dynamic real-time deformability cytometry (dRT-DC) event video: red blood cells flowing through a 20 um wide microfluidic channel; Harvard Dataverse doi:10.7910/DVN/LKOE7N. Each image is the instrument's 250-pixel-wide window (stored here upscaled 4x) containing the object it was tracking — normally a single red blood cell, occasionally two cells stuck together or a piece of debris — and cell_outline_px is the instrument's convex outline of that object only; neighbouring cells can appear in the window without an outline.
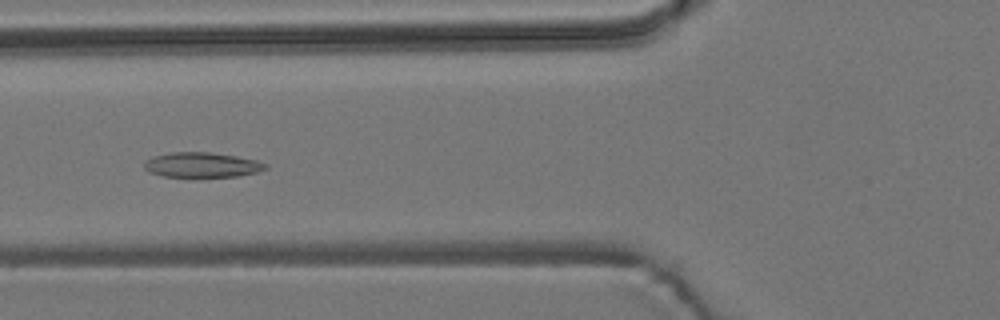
{"species": "common noctule bat (a hibernating species)", "species_latin": "Nyctalus noctula", "temperature_condition": "room temperature", "stored_images_in_passage": 49, "camera_frame_rate_fps": 3000, "um_per_image_px": 0.085, "animal": {"sex": "male", "body_mass_g": 19.2, "forearm_length_mm": 51.8}, "frame": {"image": 1, "passage_image": 13, "time_ms": 4.0, "image_size_px": [1000, 320], "cell_outline_px": [[268, 168], [256, 172], [240, 176], [164, 176], [148, 172], [144, 168], [144, 160], [152, 156], [172, 152], [212, 152], [236, 156], [256, 160], [268, 164]], "centroid_in_image_um": [17.15, 14.0], "position_along_channel_um": 108.7, "area_um2": 17.63}}
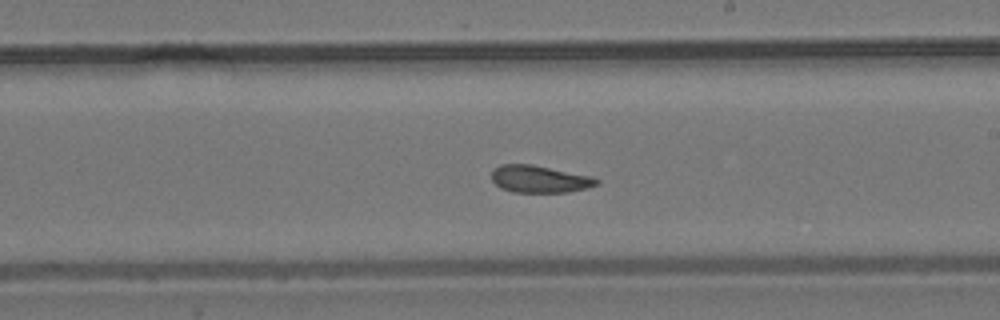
{"frame": {"image": 2, "passage_image": 24, "time_ms": 7.667, "image_size_px": [1000, 320], "cell_outline_px": [[600, 184], [588, 188], [568, 192], [512, 192], [500, 188], [492, 180], [492, 168], [500, 164], [532, 164], [596, 176], [600, 180]], "centroid_in_image_um": [45.92, 15.21], "position_along_channel_um": 243.1, "area_um2": 17.11}}
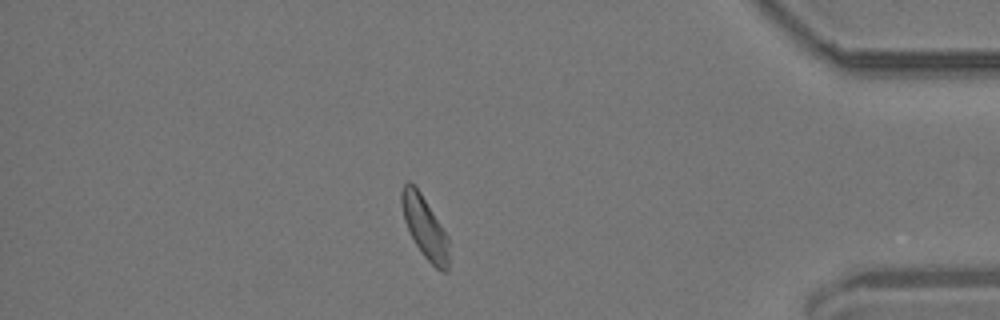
{"frame": {"image": 3, "passage_image": 40, "time_ms": 13.0, "image_size_px": [1000, 320], "cell_outline_px": [[448, 272], [440, 272], [424, 256], [416, 244], [404, 220], [400, 200], [400, 192], [404, 184], [408, 180], [420, 192], [448, 236]], "centroid_in_image_um": [36.1, 19.32], "position_along_channel_um": 399.1, "area_um2": 16.76}, "authors_computed_cell_mechanics": {"area_um2": 17.4556, "velocity_mm_per_s": 3.6731, "shape_relaxation_time_tau1_ms": 7.902, "shape_relaxation_time_tau2_ms": 2.8092, "deformation_change_tau1": 0.1423, "deformation_change_tau2": 0.0918}}